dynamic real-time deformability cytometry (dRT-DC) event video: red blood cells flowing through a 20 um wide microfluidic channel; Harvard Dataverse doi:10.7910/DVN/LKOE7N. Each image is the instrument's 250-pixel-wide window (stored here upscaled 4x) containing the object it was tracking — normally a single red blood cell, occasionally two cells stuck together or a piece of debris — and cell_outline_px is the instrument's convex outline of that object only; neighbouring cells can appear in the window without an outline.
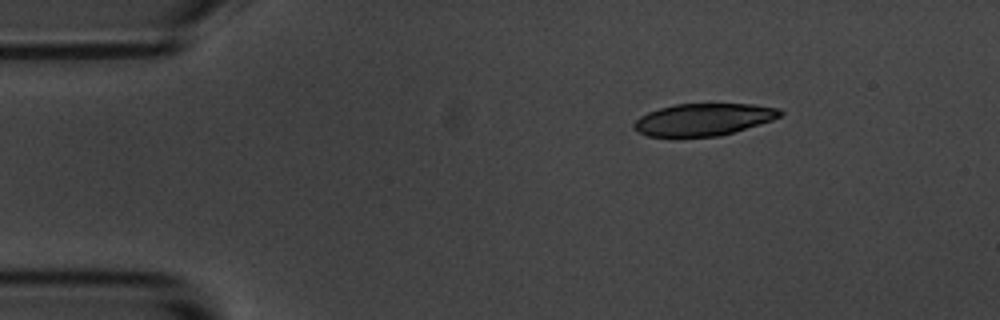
{"species": "common noctule bat (a hibernating species)", "species_latin": "Nyctalus noctula", "temperature_condition": "room temperature", "stored_images_in_passage": 3, "camera_frame_rate_fps": 3000, "um_per_image_px": 0.085, "animal": {"sex": "male", "body_mass_g": 20.1, "forearm_length_mm": 53.5}, "frame": {"image": 1, "passage_image": 1, "time_ms": 0.0, "image_size_px": [1000, 320], "cell_outline_px": [[784, 112], [780, 116], [772, 120], [760, 124], [720, 136], [648, 136], [636, 132], [632, 128], [632, 124], [640, 116], [648, 112], [660, 108], [676, 104], [752, 104], [780, 108]], "centroid_in_image_um": [59.79, 10.15], "position_along_channel_um": 25.2, "area_um2": 27.34}}